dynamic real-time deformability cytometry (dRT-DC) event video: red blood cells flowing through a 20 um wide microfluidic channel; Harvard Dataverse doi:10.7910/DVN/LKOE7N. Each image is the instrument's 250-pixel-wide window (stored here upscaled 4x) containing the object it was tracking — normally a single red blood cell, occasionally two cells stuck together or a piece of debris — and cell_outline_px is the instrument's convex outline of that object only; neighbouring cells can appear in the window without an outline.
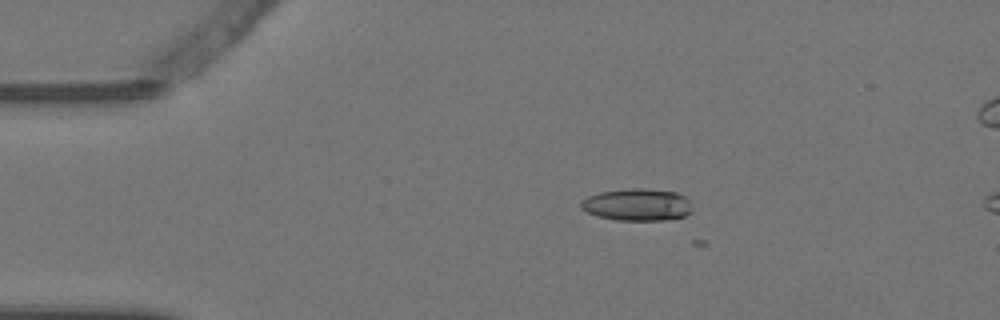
{"species": "Egyptian fruit bat (a non-hibernating species)", "species_latin": "Rousettus aegyptiacus", "temperature_condition": "warm", "stored_images_in_passage": 6, "camera_frame_rate_fps": 3000, "um_per_image_px": 0.085, "animal": {"sex": "female"}, "frame": {"image": 1, "passage_image": 3, "time_ms": 0.667, "image_size_px": [1000, 320], "cell_outline_px": [[692, 212], [684, 216], [664, 220], [616, 220], [596, 216], [580, 208], [580, 204], [588, 196], [600, 192], [628, 188], [640, 188], [676, 192], [692, 200]], "centroid_in_image_um": [54.2, 17.4], "position_along_channel_um": 30.8, "area_um2": 20.98}}